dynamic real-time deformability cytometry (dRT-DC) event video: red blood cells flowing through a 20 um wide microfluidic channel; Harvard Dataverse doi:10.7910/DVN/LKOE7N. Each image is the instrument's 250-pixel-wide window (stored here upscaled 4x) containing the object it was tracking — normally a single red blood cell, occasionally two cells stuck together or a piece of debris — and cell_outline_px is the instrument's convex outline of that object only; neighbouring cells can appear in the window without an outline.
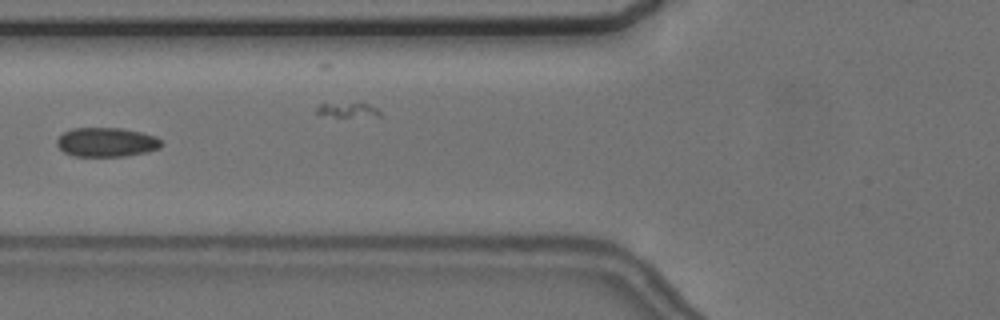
{"species": "common noctule bat (a hibernating species)", "species_latin": "Nyctalus noctula", "temperature_condition": "cold", "stored_images_in_passage": 6, "camera_frame_rate_fps": 3000, "um_per_image_px": 0.085, "animal": {"sex": "female", "body_mass_g": 24.6, "forearm_length_mm": 56.2}, "frame": {"image": 1, "passage_image": 6, "time_ms": 6.333, "image_size_px": [1000, 320], "cell_outline_px": [[164, 144], [160, 148], [148, 152], [124, 156], [72, 156], [64, 152], [56, 144], [56, 140], [64, 132], [72, 128], [120, 128], [140, 132], [156, 136]], "centroid_in_image_um": [9.06, 12.09], "position_along_channel_um": 116.7, "area_um2": 17.86}}